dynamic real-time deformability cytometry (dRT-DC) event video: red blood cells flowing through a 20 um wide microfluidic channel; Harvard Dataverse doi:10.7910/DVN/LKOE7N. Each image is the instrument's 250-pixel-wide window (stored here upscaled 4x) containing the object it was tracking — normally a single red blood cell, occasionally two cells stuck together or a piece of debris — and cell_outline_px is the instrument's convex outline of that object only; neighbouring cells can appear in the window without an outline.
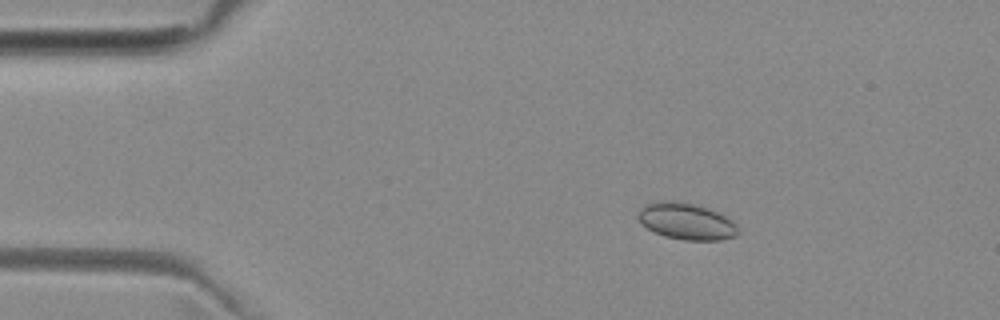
{"species": "common noctule bat (a hibernating species)", "species_latin": "Nyctalus noctula", "temperature_condition": "room temperature", "stored_images_in_passage": 4, "camera_frame_rate_fps": 3000, "um_per_image_px": 0.085, "animal": {"sex": "female", "body_mass_g": 29.2, "forearm_length_mm": 56.3}, "frame": {"image": 1, "passage_image": 2, "time_ms": 1.333, "image_size_px": [1000, 320], "cell_outline_px": [[740, 232], [736, 236], [720, 240], [684, 240], [664, 236], [648, 228], [636, 216], [640, 208], [644, 204], [664, 200], [672, 200], [692, 204], [708, 208], [732, 220], [736, 224]], "centroid_in_image_um": [58.35, 18.81], "position_along_channel_um": 26.7, "area_um2": 21.21}}
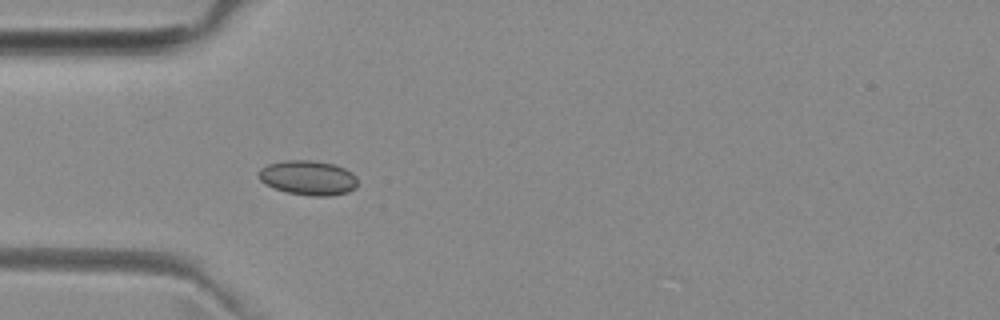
{"frame": {"image": 2, "passage_image": 4, "time_ms": 3.667, "image_size_px": [1000, 320], "cell_outline_px": [[356, 188], [348, 192], [332, 196], [308, 196], [288, 192], [264, 184], [260, 180], [260, 168], [268, 164], [284, 160], [312, 160], [332, 164], [344, 168], [352, 172], [356, 176]], "centroid_in_image_um": [26.21, 15.11], "position_along_channel_um": 58.8, "area_um2": 19.94}}